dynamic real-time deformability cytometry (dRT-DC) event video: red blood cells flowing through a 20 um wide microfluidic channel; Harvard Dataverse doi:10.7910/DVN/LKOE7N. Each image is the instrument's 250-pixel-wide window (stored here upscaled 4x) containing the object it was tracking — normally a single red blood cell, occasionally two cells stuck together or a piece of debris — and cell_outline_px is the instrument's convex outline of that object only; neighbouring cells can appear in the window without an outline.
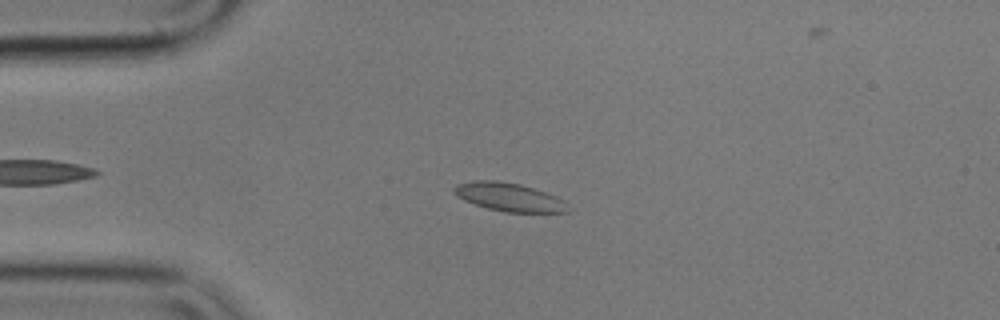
{"species": "common noctule bat (a hibernating species)", "species_latin": "Nyctalus noctula", "temperature_condition": "cold", "stored_images_in_passage": 53, "camera_frame_rate_fps": 3000, "um_per_image_px": 0.085, "animal": {"sex": "male", "body_mass_g": 17.9}, "frame": {"image": 1, "passage_image": 9, "time_ms": 2.667, "image_size_px": [1000, 320], "cell_outline_px": [[572, 212], [504, 212], [488, 208], [464, 200], [456, 196], [452, 192], [452, 188], [456, 184], [476, 180], [496, 180], [520, 184], [556, 196], [564, 200]], "centroid_in_image_um": [43.26, 16.75], "position_along_channel_um": 41.7, "area_um2": 18.84}}
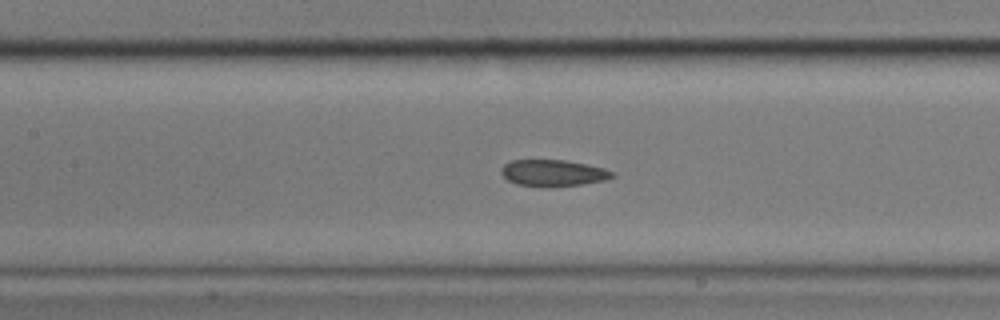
{"frame": {"image": 2, "passage_image": 21, "time_ms": 6.667, "image_size_px": [1000, 320], "cell_outline_px": [[616, 176], [604, 180], [580, 184], [548, 188], [544, 188], [516, 184], [508, 180], [500, 172], [504, 164], [512, 160], [564, 160], [604, 168], [616, 172]], "centroid_in_image_um": [47.01, 14.72], "position_along_channel_um": 160.4, "area_um2": 17.28}}
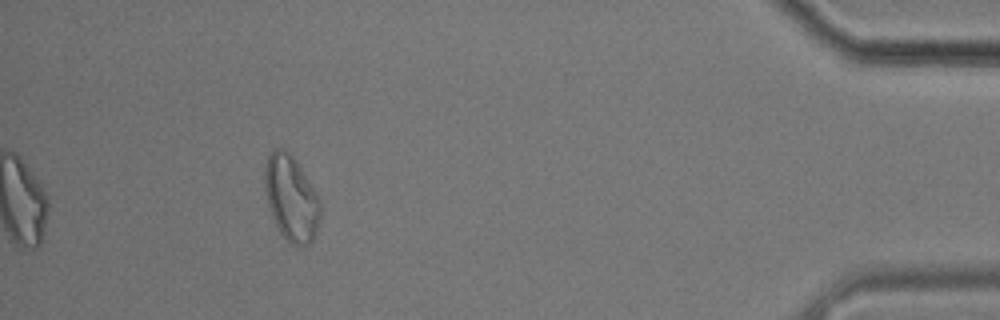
{"frame": {"image": 3, "passage_image": 47, "time_ms": 15.333, "image_size_px": [1000, 320], "cell_outline_px": [[320, 216], [316, 232], [312, 240], [308, 244], [292, 244], [280, 232], [272, 216], [264, 192], [264, 168], [268, 156], [276, 148], [284, 148], [296, 160], [316, 192], [320, 200]], "centroid_in_image_um": [24.74, 16.82], "position_along_channel_um": 410.5, "area_um2": 27.4}, "authors_computed_cell_mechanics": {"area_um2": 18.8428, "velocity_mm_per_s": 3.559, "shape_relaxation_time_tau1_ms": null, "shape_relaxation_time_tau2_ms": 2.7101, "deformation_change_tau1": null, "deformation_change_tau2": 0.0908}}